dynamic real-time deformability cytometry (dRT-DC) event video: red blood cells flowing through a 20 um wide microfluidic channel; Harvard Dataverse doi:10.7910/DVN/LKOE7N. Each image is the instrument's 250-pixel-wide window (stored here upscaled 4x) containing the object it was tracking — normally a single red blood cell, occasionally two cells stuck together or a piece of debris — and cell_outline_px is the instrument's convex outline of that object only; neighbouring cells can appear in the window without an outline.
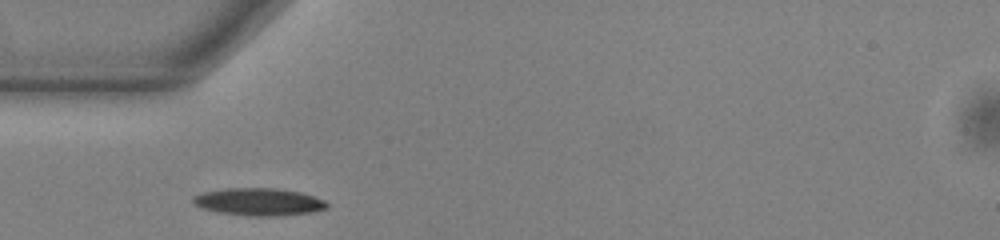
{"species": "common noctule bat (a hibernating species)", "species_latin": "Nyctalus noctula", "temperature_condition": "warm", "stored_images_in_passage": 38, "camera_frame_rate_fps": 3000, "um_per_image_px": 0.085, "animal": {"sex": "male", "body_mass_g": 13.0, "forearm_length_mm": 53.1}, "frame": {"image": 1, "passage_image": 1, "time_ms": 0.0, "image_size_px": [1000, 240], "cell_outline_px": [[328, 208], [312, 212], [280, 216], [248, 216], [216, 212], [204, 208], [196, 204], [192, 200], [192, 196], [204, 192], [224, 188], [276, 188], [300, 192], [324, 200], [328, 204]], "centroid_in_image_um": [22.01, 17.16], "position_along_channel_um": 63.0, "area_um2": 21.44}}
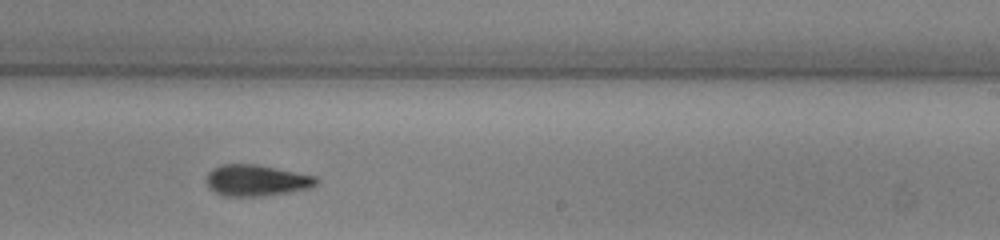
{"frame": {"image": 2, "passage_image": 17, "time_ms": 5.333, "image_size_px": [1000, 240], "cell_outline_px": [[320, 180], [316, 184], [308, 188], [288, 192], [260, 196], [228, 196], [216, 192], [208, 188], [208, 172], [212, 168], [220, 164], [256, 164], [316, 176]], "centroid_in_image_um": [21.8, 15.32], "position_along_channel_um": 267.2, "area_um2": 19.83}}
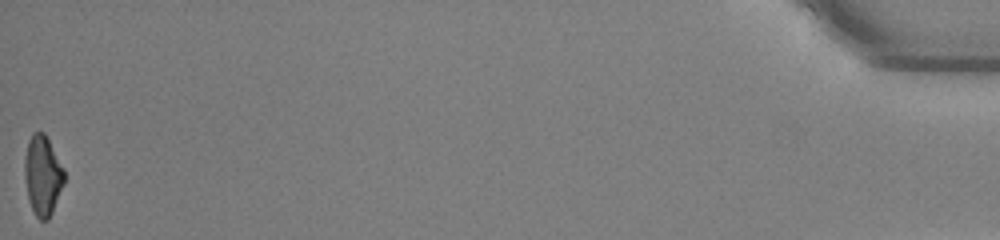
{"frame": {"image": 3, "passage_image": 38, "time_ms": 12.333, "image_size_px": [1000, 240], "cell_outline_px": [[64, 184], [52, 212], [48, 220], [40, 220], [36, 216], [28, 200], [24, 176], [24, 156], [28, 140], [32, 132], [44, 132], [64, 168]], "centroid_in_image_um": [3.61, 14.9], "position_along_channel_um": 431.6, "area_um2": 18.55}, "authors_computed_cell_mechanics": {"area_um2": 19.5075, "velocity_mm_per_s": 3.8551, "shape_relaxation_time_tau1_ms": 5.2216, "shape_relaxation_time_tau2_ms": 3.1999, "deformation_change_tau1": 0.1771, "deformation_change_tau2": 0.1159}}